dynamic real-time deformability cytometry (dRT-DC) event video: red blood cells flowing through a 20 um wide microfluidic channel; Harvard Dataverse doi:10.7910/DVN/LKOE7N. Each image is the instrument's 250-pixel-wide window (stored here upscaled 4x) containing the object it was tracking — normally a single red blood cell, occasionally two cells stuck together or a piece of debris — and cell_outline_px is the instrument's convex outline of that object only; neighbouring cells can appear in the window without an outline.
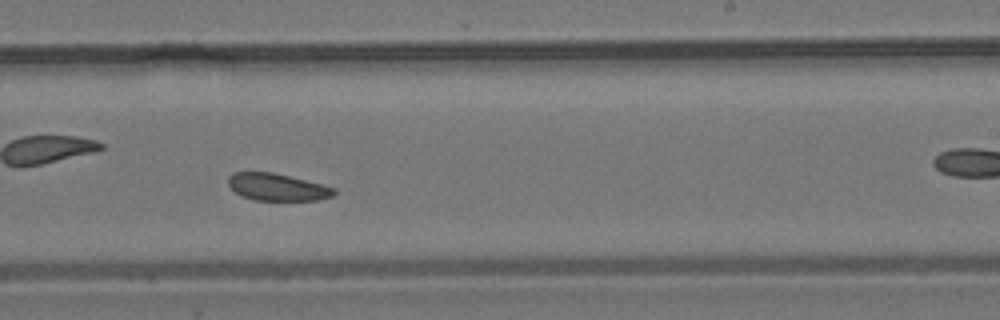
{"species": "common noctule bat (a hibernating species)", "species_latin": "Nyctalus noctula", "temperature_condition": "room temperature", "stored_images_in_passage": 42, "camera_frame_rate_fps": 3000, "um_per_image_px": 0.085, "animal": {"sex": "male", "body_mass_g": 19.2, "forearm_length_mm": 51.8}, "frame": {"image": 1, "passage_image": 19, "time_ms": 6.0, "image_size_px": [1000, 320], "cell_outline_px": [[336, 192], [332, 196], [320, 200], [256, 200], [244, 196], [236, 192], [228, 184], [228, 176], [232, 172], [272, 172], [336, 188]], "centroid_in_image_um": [23.56, 15.9], "position_along_channel_um": 265.4, "area_um2": 16.53}, "authors_computed_cell_mechanics": {"area_um2": 18.0625, "velocity_mm_per_s": 3.6719, "shape_relaxation_time_tau1_ms": null, "shape_relaxation_time_tau2_ms": 8.6074, "deformation_change_tau1": null, "deformation_change_tau2": 0.1431}}